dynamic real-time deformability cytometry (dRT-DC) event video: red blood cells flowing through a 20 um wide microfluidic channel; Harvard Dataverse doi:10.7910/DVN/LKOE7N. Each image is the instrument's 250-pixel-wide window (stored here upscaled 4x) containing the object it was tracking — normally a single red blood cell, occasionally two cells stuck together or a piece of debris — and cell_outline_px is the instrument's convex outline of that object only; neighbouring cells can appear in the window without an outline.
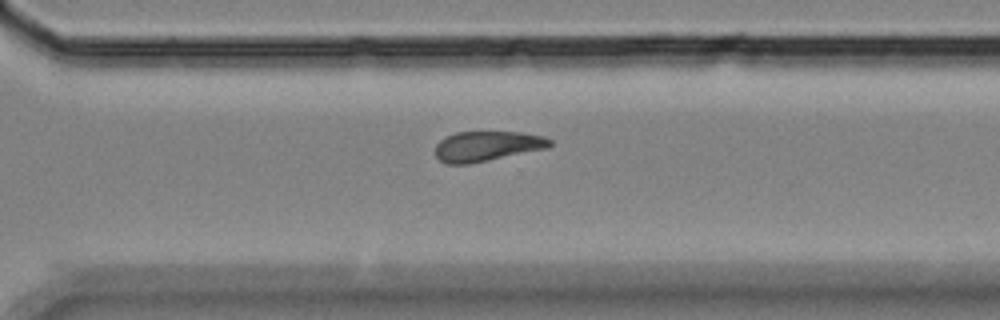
{"species": "Egyptian fruit bat (a non-hibernating species)", "species_latin": "Rousettus aegyptiacus", "temperature_condition": "room temperature", "stored_images_in_passage": 12, "camera_frame_rate_fps": 3000, "um_per_image_px": 0.085, "animal": {"sex": "female"}, "frame": {"image": 1, "passage_image": 12, "time_ms": 3.667, "image_size_px": [1000, 320], "cell_outline_px": [[552, 144], [548, 148], [468, 164], [448, 164], [440, 160], [436, 156], [436, 144], [444, 136], [456, 132], [520, 132], [544, 136], [552, 140]], "centroid_in_image_um": [41.4, 12.41], "position_along_channel_um": 329.2, "area_um2": 20.06}}